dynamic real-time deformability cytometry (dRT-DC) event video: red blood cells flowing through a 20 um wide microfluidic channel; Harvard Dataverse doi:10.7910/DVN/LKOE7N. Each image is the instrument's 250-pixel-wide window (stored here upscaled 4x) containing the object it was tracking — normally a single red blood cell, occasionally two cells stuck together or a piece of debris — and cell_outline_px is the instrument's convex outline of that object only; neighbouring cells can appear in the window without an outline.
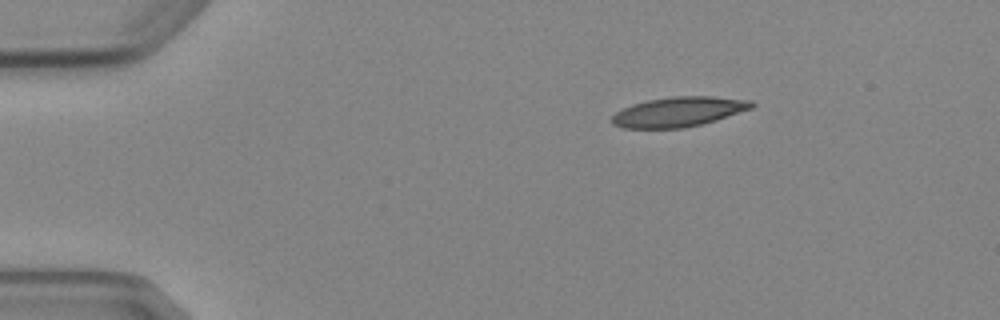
{"species": "Egyptian fruit bat (a non-hibernating species)", "species_latin": "Rousettus aegyptiacus", "temperature_condition": "cold", "stored_images_in_passage": 3, "camera_frame_rate_fps": 3000, "um_per_image_px": 0.085, "animal": {"sex": "female"}, "frame": {"image": 1, "passage_image": 1, "time_ms": 0.0, "image_size_px": [1000, 320], "cell_outline_px": [[756, 104], [752, 108], [716, 120], [700, 124], [680, 128], [624, 128], [612, 124], [608, 120], [616, 112], [632, 104], [648, 100], [672, 96], [712, 96], [752, 100]], "centroid_in_image_um": [57.67, 9.49], "position_along_channel_um": 27.3, "area_um2": 24.28}}